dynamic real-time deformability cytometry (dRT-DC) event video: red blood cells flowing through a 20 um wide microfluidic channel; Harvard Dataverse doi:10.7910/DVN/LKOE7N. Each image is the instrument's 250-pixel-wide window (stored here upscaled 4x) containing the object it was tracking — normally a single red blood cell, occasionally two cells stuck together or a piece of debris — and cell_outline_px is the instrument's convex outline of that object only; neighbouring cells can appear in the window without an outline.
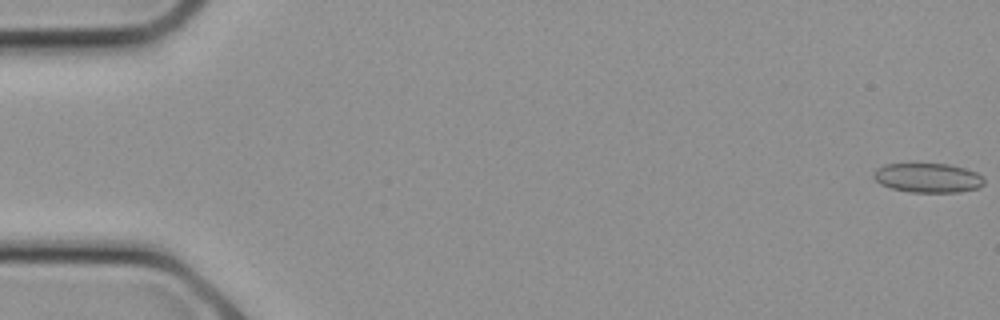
{"species": "common noctule bat (a hibernating species)", "species_latin": "Nyctalus noctula", "temperature_condition": "cold", "stored_images_in_passage": 8, "camera_frame_rate_fps": 3000, "um_per_image_px": 0.085, "animal": {"sex": "female", "body_mass_g": 21.9}, "frame": {"image": 1, "passage_image": 1, "time_ms": 0.0, "image_size_px": [1000, 320], "cell_outline_px": [[984, 184], [980, 188], [956, 192], [908, 192], [892, 188], [880, 184], [872, 176], [872, 172], [876, 168], [884, 164], [948, 164], [964, 168], [976, 172], [984, 180]], "centroid_in_image_um": [78.84, 15.12], "position_along_channel_um": 6.2, "area_um2": 18.96}}